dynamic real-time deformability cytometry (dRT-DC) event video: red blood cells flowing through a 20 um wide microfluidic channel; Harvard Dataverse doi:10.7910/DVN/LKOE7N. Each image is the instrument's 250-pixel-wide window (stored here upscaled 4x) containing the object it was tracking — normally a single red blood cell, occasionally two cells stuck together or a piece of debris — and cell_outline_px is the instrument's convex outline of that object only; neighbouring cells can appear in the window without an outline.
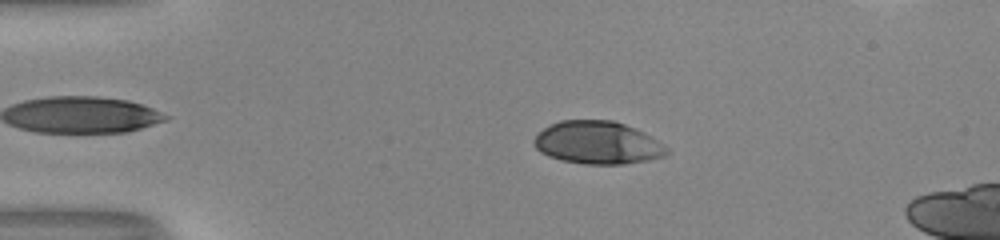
{"species": "human", "species_latin": "Homo sapiens", "temperature_condition": "room temperature", "stored_images_in_passage": 46, "camera_frame_rate_fps": 3000, "um_per_image_px": 0.085, "donor": {"sex": "male"}, "frame": {"image": 1, "passage_image": 12, "time_ms": 3.667, "image_size_px": [1000, 240], "cell_outline_px": [[668, 152], [664, 156], [648, 160], [624, 164], [584, 164], [560, 160], [548, 156], [540, 152], [532, 144], [532, 140], [548, 124], [560, 120], [612, 120], [636, 128], [644, 132], [668, 148]], "centroid_in_image_um": [50.76, 12.13], "position_along_channel_um": 34.2, "area_um2": 33.23}}
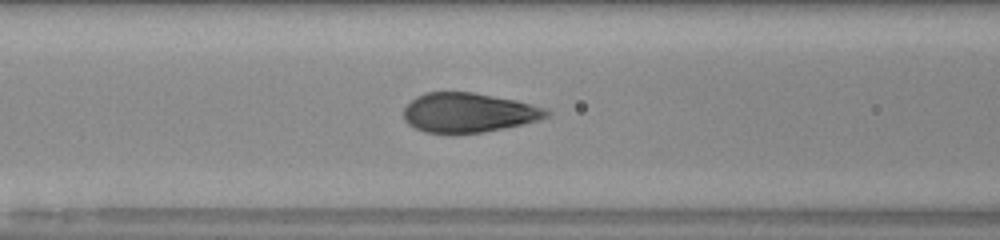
{"frame": {"image": 2, "passage_image": 23, "time_ms": 7.333, "image_size_px": [1000, 240], "cell_outline_px": [[552, 112], [548, 116], [524, 124], [484, 132], [424, 132], [408, 124], [404, 120], [404, 108], [416, 96], [424, 92], [472, 92], [516, 100], [548, 108]], "centroid_in_image_um": [39.84, 9.56], "position_along_channel_um": 126.8, "area_um2": 32.71}}
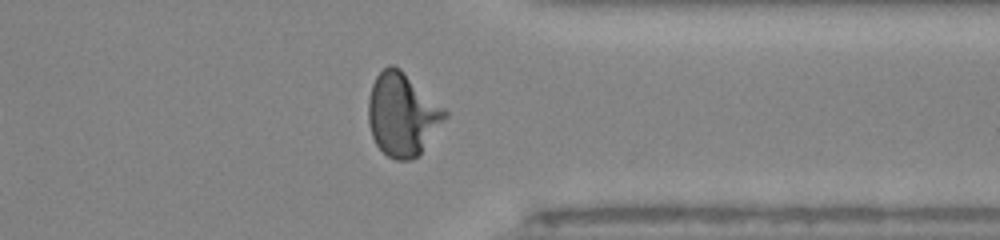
{"frame": {"image": 3, "passage_image": 42, "time_ms": 13.667, "image_size_px": [1000, 240], "cell_outline_px": [[448, 116], [420, 152], [412, 160], [396, 160], [388, 156], [376, 144], [372, 136], [368, 124], [368, 100], [372, 84], [376, 76], [388, 64], [392, 64], [400, 68], [444, 108], [448, 112]], "centroid_in_image_um": [34.17, 9.72], "position_along_channel_um": 377.2, "area_um2": 36.7}, "authors_computed_cell_mechanics": {"area_um2": 33.9286, "velocity_mm_per_s": 4.0201, "shape_relaxation_time_tau1_ms": 3.897, "shape_relaxation_time_tau2_ms": null, "deformation_change_tau1": 0.2011, "deformation_change_tau2": null}}